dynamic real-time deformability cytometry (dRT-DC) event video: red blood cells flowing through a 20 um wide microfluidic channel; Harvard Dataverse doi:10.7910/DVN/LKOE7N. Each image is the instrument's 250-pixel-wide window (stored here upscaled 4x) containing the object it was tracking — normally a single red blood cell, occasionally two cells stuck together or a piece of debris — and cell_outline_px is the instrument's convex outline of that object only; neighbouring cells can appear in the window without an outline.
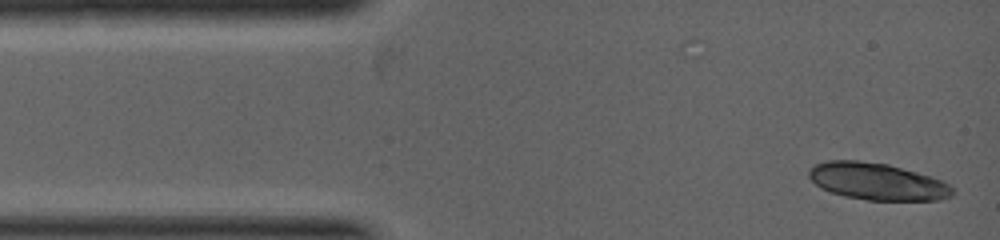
{"species": "common noctule bat (a hibernating species)", "species_latin": "Nyctalus noctula", "temperature_condition": "warm", "stored_images_in_passage": 12, "camera_frame_rate_fps": 5000, "um_per_image_px": 0.085, "animal": {"sex": "female", "body_mass_g": 19.0, "forearm_length_mm": 53.3}, "frame": {"image": 1, "passage_image": 1, "time_ms": 0.0, "image_size_px": [1000, 240], "cell_outline_px": [[952, 196], [940, 200], [868, 200], [844, 196], [820, 188], [808, 176], [808, 168], [816, 164], [828, 160], [856, 160], [888, 164], [932, 176], [948, 184], [952, 188]], "centroid_in_image_um": [74.54, 15.42], "position_along_channel_um": 10.5, "area_um2": 30.92}}